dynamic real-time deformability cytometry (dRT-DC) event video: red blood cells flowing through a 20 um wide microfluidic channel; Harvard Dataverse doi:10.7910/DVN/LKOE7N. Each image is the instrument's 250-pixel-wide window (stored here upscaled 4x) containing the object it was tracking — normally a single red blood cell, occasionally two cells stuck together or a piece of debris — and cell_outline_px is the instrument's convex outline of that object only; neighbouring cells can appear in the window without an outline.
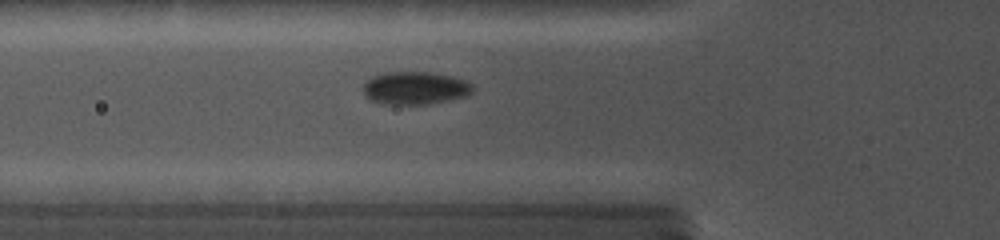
{"species": "common noctule bat (a hibernating species)", "species_latin": "Nyctalus noctula", "temperature_condition": "cold", "stored_images_in_passage": 6, "camera_frame_rate_fps": 5000, "um_per_image_px": 0.085, "animal": {"sex": "female", "body_mass_g": 19.0, "forearm_length_mm": 56.7}, "frame": {"image": 1, "passage_image": 6, "time_ms": 3.4, "image_size_px": [1000, 240], "cell_outline_px": [[472, 92], [464, 96], [428, 104], [384, 104], [372, 100], [364, 92], [364, 84], [372, 76], [380, 72], [428, 72], [452, 76], [464, 80], [472, 84]], "centroid_in_image_um": [35.27, 7.47], "position_along_channel_um": 90.5, "area_um2": 20.69}}